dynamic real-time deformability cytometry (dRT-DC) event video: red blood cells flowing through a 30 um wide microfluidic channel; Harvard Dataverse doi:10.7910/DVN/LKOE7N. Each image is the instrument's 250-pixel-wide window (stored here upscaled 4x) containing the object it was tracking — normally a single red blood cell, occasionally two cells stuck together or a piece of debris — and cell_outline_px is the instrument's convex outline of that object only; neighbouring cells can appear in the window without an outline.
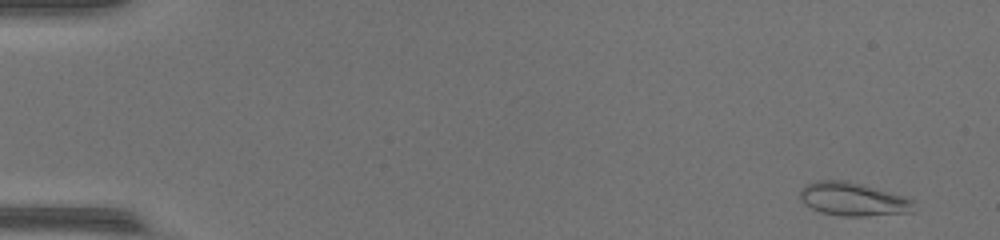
{"species": "common noctule bat (a hibernating species)", "species_latin": "Nyctalus noctula", "temperature_condition": "warm", "stored_images_in_passage": 52, "camera_frame_rate_fps": 3000, "um_per_image_px": 0.085, "animal": {"sex": "female", "body_mass_g": 17.0, "forearm_length_mm": 48.0}, "frame": {"image": 1, "passage_image": 3, "time_ms": 0.667, "image_size_px": [1000, 240], "cell_outline_px": [[912, 212], [868, 216], [844, 216], [820, 212], [804, 204], [800, 200], [800, 192], [808, 184], [820, 180], [848, 180], [900, 196], [912, 200]], "centroid_in_image_um": [72.45, 16.94], "position_along_channel_um": 12.6, "area_um2": 21.62}}
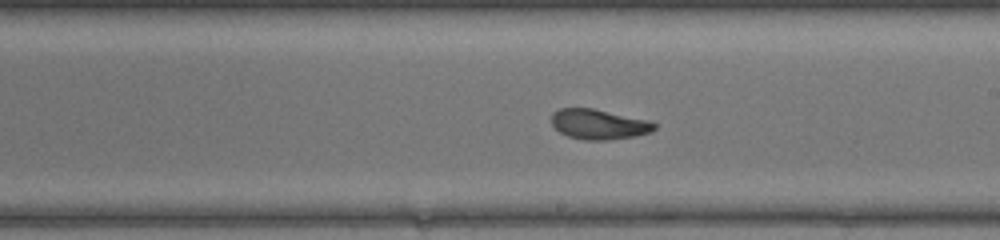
{"frame": {"image": 2, "passage_image": 31, "time_ms": 10.0, "image_size_px": [1000, 240], "cell_outline_px": [[656, 128], [652, 132], [636, 136], [604, 140], [584, 140], [568, 136], [560, 132], [552, 124], [552, 112], [560, 108], [592, 108], [648, 120], [656, 124]], "centroid_in_image_um": [50.9, 10.56], "position_along_channel_um": 238.1, "area_um2": 17.98}}
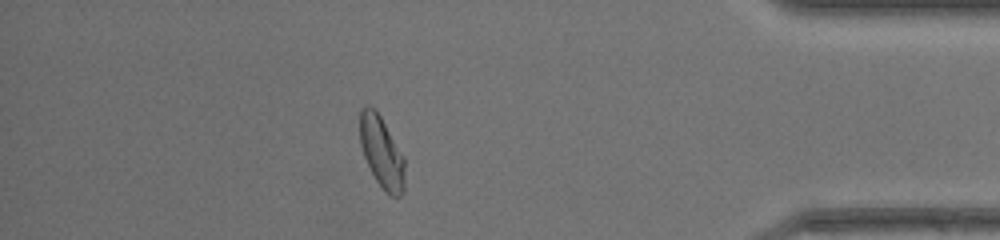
{"frame": {"image": 3, "passage_image": 46, "time_ms": 15.0, "image_size_px": [1000, 240], "cell_outline_px": [[404, 192], [400, 196], [388, 196], [384, 192], [376, 180], [364, 156], [360, 144], [360, 108], [364, 104], [368, 104], [380, 116], [404, 156]], "centroid_in_image_um": [32.44, 12.95], "position_along_channel_um": 402.8, "area_um2": 18.67}}